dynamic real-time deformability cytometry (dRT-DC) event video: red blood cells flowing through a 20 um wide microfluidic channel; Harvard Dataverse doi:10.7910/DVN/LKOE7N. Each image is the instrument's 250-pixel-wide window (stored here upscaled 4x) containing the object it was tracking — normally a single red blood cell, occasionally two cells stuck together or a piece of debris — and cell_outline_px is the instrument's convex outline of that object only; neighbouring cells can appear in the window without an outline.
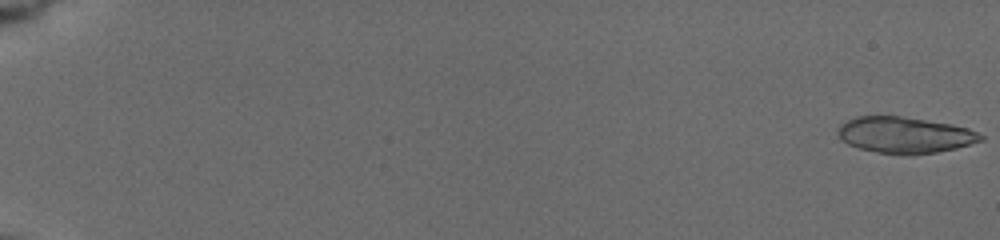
{"species": "common noctule bat (a hibernating species)", "species_latin": "Nyctalus noctula", "temperature_condition": "cold", "stored_images_in_passage": 37, "camera_frame_rate_fps": 3000, "um_per_image_px": 0.085, "animal": {"sex": "female", "body_mass_g": 19.5, "forearm_length_mm": 54.1}, "frame": {"image": 1, "passage_image": 1, "time_ms": 0.0, "image_size_px": [1000, 240], "cell_outline_px": [[984, 140], [956, 148], [936, 152], [880, 152], [860, 148], [848, 144], [840, 140], [836, 132], [840, 124], [856, 116], [900, 116], [952, 124], [968, 128], [984, 136]], "centroid_in_image_um": [76.88, 11.44], "position_along_channel_um": 8.1, "area_um2": 29.42}}
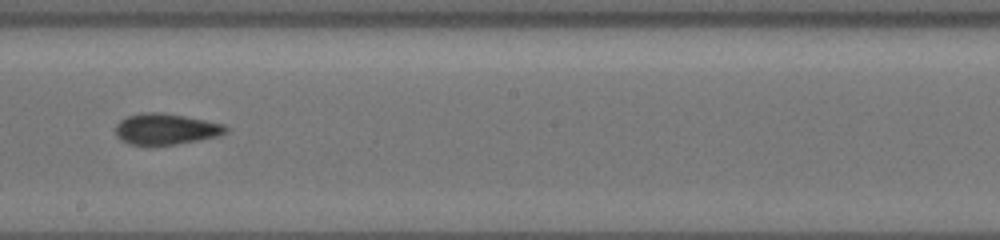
{"frame": {"image": 2, "passage_image": 23, "time_ms": 11.667, "image_size_px": [1000, 240], "cell_outline_px": [[228, 132], [220, 136], [200, 140], [176, 144], [128, 144], [120, 140], [116, 136], [116, 124], [120, 120], [128, 116], [148, 112], [160, 112], [184, 116], [224, 124], [228, 128]], "centroid_in_image_um": [14.12, 10.97], "position_along_channel_um": 234.1, "area_um2": 19.83}}
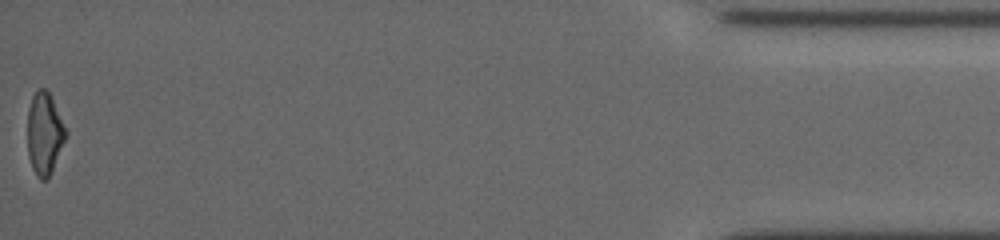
{"frame": {"image": 3, "passage_image": 37, "time_ms": 19.0, "image_size_px": [1000, 240], "cell_outline_px": [[68, 136], [48, 180], [40, 180], [36, 176], [32, 168], [28, 156], [28, 108], [32, 96], [36, 88], [44, 88], [48, 92], [68, 132]], "centroid_in_image_um": [3.79, 11.39], "position_along_channel_um": 431.4, "area_um2": 18.55}, "authors_computed_cell_mechanics": {"area_um2": 19.8254, "velocity_mm_per_s": 3.7633, "shape_relaxation_time_tau1_ms": null, "shape_relaxation_time_tau2_ms": 1.9805, "deformation_change_tau1": null, "deformation_change_tau2": 0.0897}}